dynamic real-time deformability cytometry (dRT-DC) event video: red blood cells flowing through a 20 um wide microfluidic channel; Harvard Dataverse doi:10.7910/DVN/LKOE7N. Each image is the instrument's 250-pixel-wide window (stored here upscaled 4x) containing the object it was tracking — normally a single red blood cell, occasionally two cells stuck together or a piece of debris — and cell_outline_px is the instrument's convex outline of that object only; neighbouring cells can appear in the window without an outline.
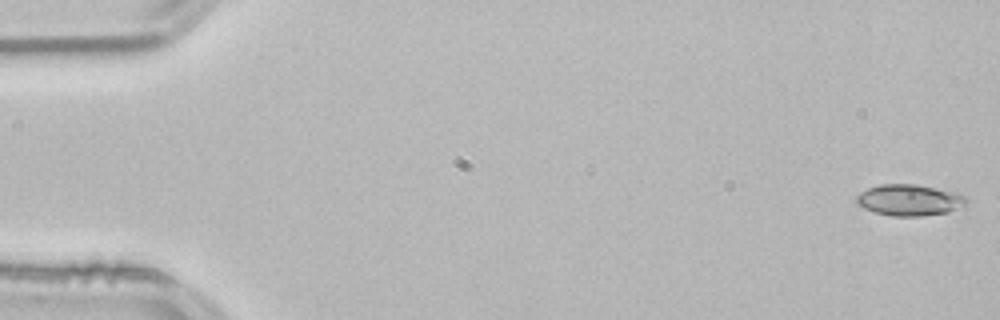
{"species": "common noctule bat (a hibernating species)", "species_latin": "Nyctalus noctula", "temperature_condition": "room temperature", "stored_images_in_passage": 53, "camera_frame_rate_fps": 3000, "um_per_image_px": 0.085, "animal": {"sex": "male", "body_mass_g": 21.5, "forearm_length_mm": 52.0}, "frame": {"image": 1, "passage_image": 1, "time_ms": 0.0, "image_size_px": [1000, 320], "cell_outline_px": [[968, 200], [964, 208], [948, 212], [920, 216], [892, 216], [872, 212], [856, 204], [856, 196], [860, 192], [868, 188], [880, 184], [916, 184], [960, 192]], "centroid_in_image_um": [77.33, 17.0], "position_along_channel_um": 7.7, "area_um2": 20.46}}
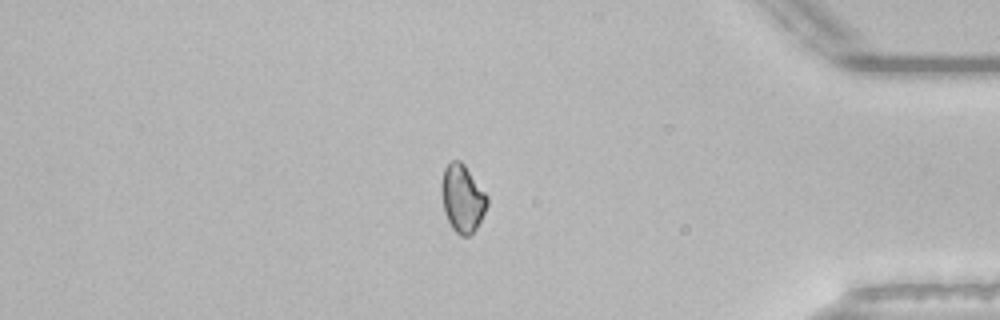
{"frame": {"image": 2, "passage_image": 45, "time_ms": 14.667, "image_size_px": [1000, 320], "cell_outline_px": [[488, 204], [476, 228], [468, 236], [460, 236], [452, 228], [444, 212], [440, 192], [440, 184], [444, 168], [452, 160], [460, 160], [464, 164], [488, 196]], "centroid_in_image_um": [39.28, 16.85], "position_along_channel_um": 395.9, "area_um2": 18.03}}
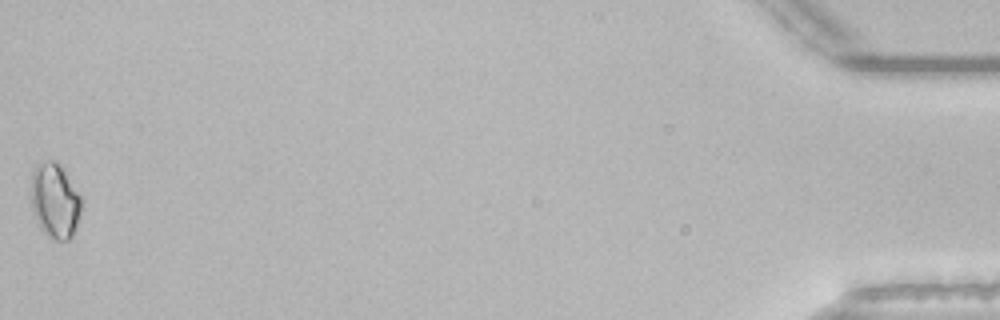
{"frame": {"image": 3, "passage_image": 53, "time_ms": 17.333, "image_size_px": [1000, 320], "cell_outline_px": [[84, 200], [72, 236], [68, 240], [52, 240], [40, 228], [32, 208], [32, 172], [36, 164], [48, 160], [52, 160], [64, 172]], "centroid_in_image_um": [4.67, 17.09], "position_along_channel_um": 430.5, "area_um2": 21.62}, "authors_computed_cell_mechanics": {"area_um2": 18.496, "velocity_mm_per_s": 3.8342, "shape_relaxation_time_tau1_ms": null, "shape_relaxation_time_tau2_ms": 5.8467, "deformation_change_tau1": null, "deformation_change_tau2": 0.0919}}